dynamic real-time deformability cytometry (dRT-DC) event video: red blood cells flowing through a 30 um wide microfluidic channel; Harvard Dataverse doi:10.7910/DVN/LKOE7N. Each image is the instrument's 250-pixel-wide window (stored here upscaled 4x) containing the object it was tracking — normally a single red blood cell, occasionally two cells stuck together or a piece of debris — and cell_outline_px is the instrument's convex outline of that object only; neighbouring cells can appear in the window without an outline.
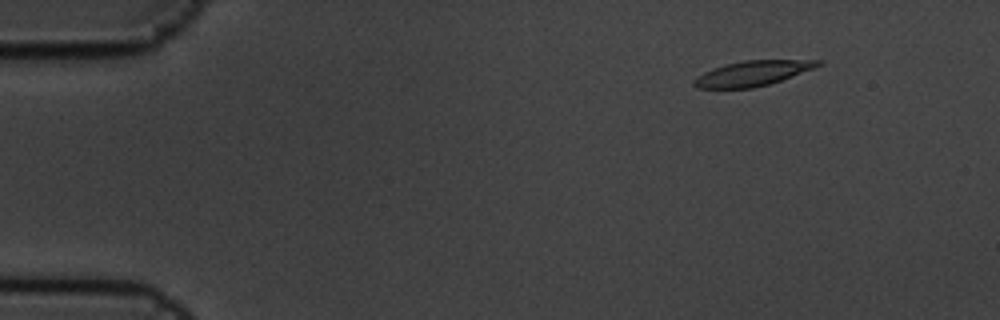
{"species": "common noctule bat (a hibernating species)", "species_latin": "Nyctalus noctula", "temperature_condition": "cold", "stored_images_in_passage": 5, "camera_frame_rate_fps": 3000, "um_per_image_px": 0.085, "animal": {"sex": "male", "body_mass_g": 19.5, "forearm_length_mm": 54.6}, "frame": {"image": 1, "passage_image": 1, "time_ms": 0.0, "image_size_px": [1000, 320], "cell_outline_px": [[824, 64], [780, 80], [768, 84], [752, 88], [696, 88], [692, 84], [692, 80], [704, 72], [712, 68], [724, 64], [744, 60], [820, 60]], "centroid_in_image_um": [63.91, 6.23], "position_along_channel_um": 21.1, "area_um2": 17.98}}
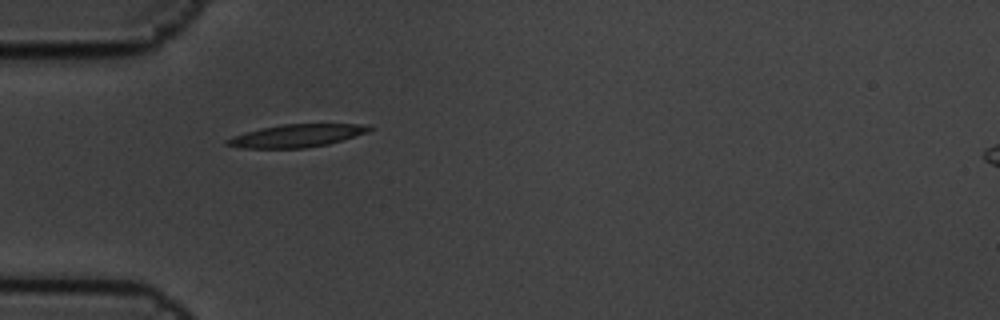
{"frame": {"image": 2, "passage_image": 4, "time_ms": 1.0, "image_size_px": [1000, 320], "cell_outline_px": [[376, 128], [368, 132], [328, 144], [304, 148], [240, 148], [224, 144], [224, 140], [232, 136], [244, 132], [260, 128], [280, 124], [372, 124]], "centroid_in_image_um": [25.21, 11.53], "position_along_channel_um": 59.8, "area_um2": 19.13}}